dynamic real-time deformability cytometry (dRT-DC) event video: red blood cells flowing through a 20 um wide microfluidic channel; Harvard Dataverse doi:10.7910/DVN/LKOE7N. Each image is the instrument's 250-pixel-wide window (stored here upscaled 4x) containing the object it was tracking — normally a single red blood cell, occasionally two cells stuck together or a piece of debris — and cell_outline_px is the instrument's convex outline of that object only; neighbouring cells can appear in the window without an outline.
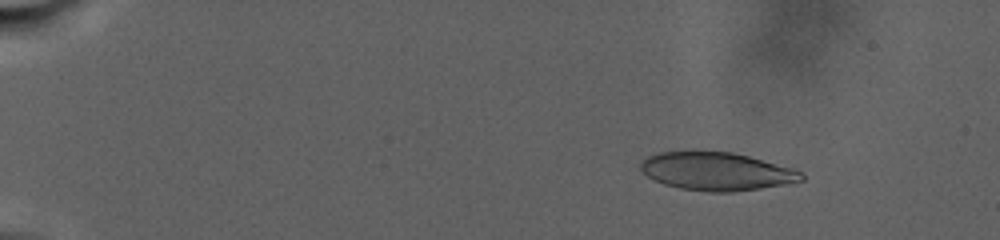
{"species": "human", "species_latin": "Homo sapiens", "temperature_condition": "warm", "stored_images_in_passage": 22, "camera_frame_rate_fps": 3000, "um_per_image_px": 0.085, "donor": {"sex": "male"}, "frame": {"image": 1, "passage_image": 5, "time_ms": 4.333, "image_size_px": [1000, 240], "cell_outline_px": [[804, 180], [760, 188], [732, 192], [708, 192], [680, 188], [664, 184], [648, 176], [640, 168], [640, 164], [648, 156], [660, 152], [692, 148], [732, 152], [748, 156], [792, 168], [800, 172], [804, 176]], "centroid_in_image_um": [60.85, 14.52], "position_along_channel_um": 24.2, "area_um2": 36.13}}
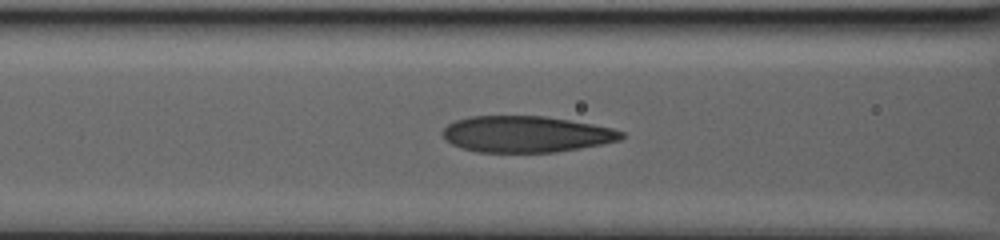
{"frame": {"image": 2, "passage_image": 15, "time_ms": 14.333, "image_size_px": [1000, 240], "cell_outline_px": [[624, 136], [620, 140], [580, 148], [556, 152], [476, 152], [460, 148], [452, 144], [440, 132], [448, 124], [456, 120], [468, 116], [544, 116], [592, 124], [612, 128], [624, 132]], "centroid_in_image_um": [44.69, 11.4], "position_along_channel_um": 121.9, "area_um2": 37.74}}
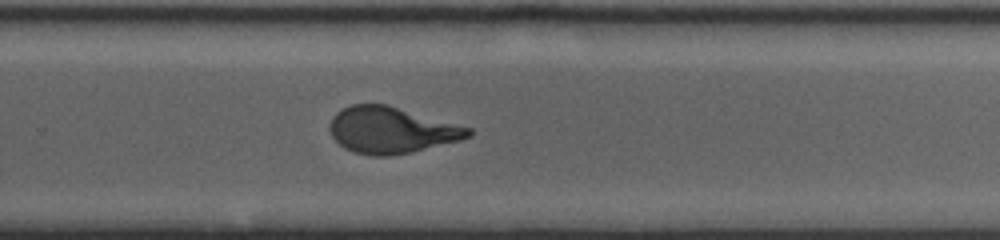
{"frame": {"image": 3, "passage_image": 22, "time_ms": 22.0, "image_size_px": [1000, 240], "cell_outline_px": [[472, 136], [460, 140], [412, 152], [388, 156], [372, 156], [352, 152], [344, 148], [332, 136], [332, 116], [336, 112], [352, 104], [388, 104], [472, 128]], "centroid_in_image_um": [33.3, 11.06], "position_along_channel_um": 296.5, "area_um2": 37.34}}